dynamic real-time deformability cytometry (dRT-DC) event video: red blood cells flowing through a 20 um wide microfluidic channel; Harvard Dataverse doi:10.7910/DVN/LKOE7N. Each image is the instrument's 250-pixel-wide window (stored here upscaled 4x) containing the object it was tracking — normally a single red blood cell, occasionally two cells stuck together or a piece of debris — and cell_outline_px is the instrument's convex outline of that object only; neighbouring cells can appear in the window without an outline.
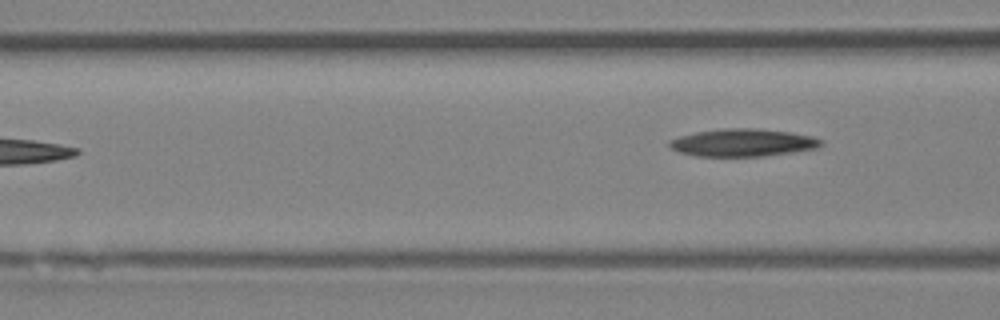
{"species": "Egyptian fruit bat (a non-hibernating species)", "species_latin": "Rousettus aegyptiacus", "temperature_condition": "room temperature", "stored_images_in_passage": 4, "camera_frame_rate_fps": 3000, "um_per_image_px": 0.085, "animal": {"sex": "female"}, "frame": {"image": 1, "passage_image": 4, "time_ms": 3.667, "image_size_px": [1000, 320], "cell_outline_px": [[824, 144], [816, 148], [792, 152], [764, 156], [696, 156], [680, 152], [672, 148], [668, 144], [668, 140], [680, 136], [696, 132], [724, 128], [756, 128], [788, 132], [812, 136], [824, 140]], "centroid_in_image_um": [63.15, 12.12], "position_along_channel_um": 103.4, "area_um2": 24.33}}